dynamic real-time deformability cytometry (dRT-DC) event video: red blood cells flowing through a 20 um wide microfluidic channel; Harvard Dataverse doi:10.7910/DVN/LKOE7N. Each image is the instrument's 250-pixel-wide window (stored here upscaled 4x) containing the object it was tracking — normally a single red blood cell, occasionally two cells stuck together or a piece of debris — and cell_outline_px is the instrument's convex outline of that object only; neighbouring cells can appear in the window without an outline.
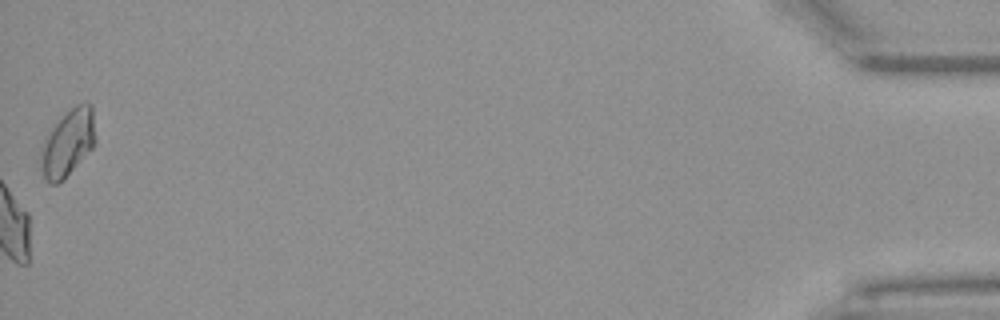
{"species": "Egyptian fruit bat (a non-hibernating species)", "species_latin": "Rousettus aegyptiacus", "temperature_condition": "warm", "stored_images_in_passage": 38, "camera_frame_rate_fps": 3000, "um_per_image_px": 0.085, "animal": {"sex": "female"}, "frame": {"image": 1, "passage_image": 38, "time_ms": 12.333, "image_size_px": [1000, 320], "cell_outline_px": [[96, 144], [64, 180], [56, 184], [52, 184], [44, 176], [40, 160], [40, 148], [44, 136], [76, 104], [92, 104], [96, 136]], "centroid_in_image_um": [5.78, 12.17], "position_along_channel_um": 429.4, "area_um2": 21.21}, "authors_computed_cell_mechanics": {"area_um2": 21.1548, "velocity_mm_per_s": 3.9462, "shape_relaxation_time_tau1_ms": 10.7841, "shape_relaxation_time_tau2_ms": 1.5201, "deformation_change_tau1": 0.2692, "deformation_change_tau2": 0.0653}}